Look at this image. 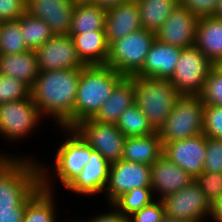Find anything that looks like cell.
I'll return each mask as SVG.
<instances>
[{"instance_id":"26","label":"cell","mask_w":222,"mask_h":222,"mask_svg":"<svg viewBox=\"0 0 222 222\" xmlns=\"http://www.w3.org/2000/svg\"><path fill=\"white\" fill-rule=\"evenodd\" d=\"M106 10L97 5L75 3L71 20L70 34H82L89 31H105Z\"/></svg>"},{"instance_id":"1","label":"cell","mask_w":222,"mask_h":222,"mask_svg":"<svg viewBox=\"0 0 222 222\" xmlns=\"http://www.w3.org/2000/svg\"><path fill=\"white\" fill-rule=\"evenodd\" d=\"M79 78L80 68L39 71L30 88L31 99L41 115L54 119L58 128L74 127V106Z\"/></svg>"},{"instance_id":"48","label":"cell","mask_w":222,"mask_h":222,"mask_svg":"<svg viewBox=\"0 0 222 222\" xmlns=\"http://www.w3.org/2000/svg\"><path fill=\"white\" fill-rule=\"evenodd\" d=\"M92 0H75V3H86L91 2Z\"/></svg>"},{"instance_id":"14","label":"cell","mask_w":222,"mask_h":222,"mask_svg":"<svg viewBox=\"0 0 222 222\" xmlns=\"http://www.w3.org/2000/svg\"><path fill=\"white\" fill-rule=\"evenodd\" d=\"M198 20L199 17L178 4L155 32V38L162 43L182 49L192 47L195 45Z\"/></svg>"},{"instance_id":"20","label":"cell","mask_w":222,"mask_h":222,"mask_svg":"<svg viewBox=\"0 0 222 222\" xmlns=\"http://www.w3.org/2000/svg\"><path fill=\"white\" fill-rule=\"evenodd\" d=\"M141 28L140 9L137 0L124 2L106 10L105 31L109 45Z\"/></svg>"},{"instance_id":"41","label":"cell","mask_w":222,"mask_h":222,"mask_svg":"<svg viewBox=\"0 0 222 222\" xmlns=\"http://www.w3.org/2000/svg\"><path fill=\"white\" fill-rule=\"evenodd\" d=\"M110 211L99 213L87 219V222H129V218L124 216L113 204H109ZM113 210V211H112Z\"/></svg>"},{"instance_id":"18","label":"cell","mask_w":222,"mask_h":222,"mask_svg":"<svg viewBox=\"0 0 222 222\" xmlns=\"http://www.w3.org/2000/svg\"><path fill=\"white\" fill-rule=\"evenodd\" d=\"M110 163L97 151L93 150L88 164L66 187V190L83 196H95L105 191L108 183Z\"/></svg>"},{"instance_id":"47","label":"cell","mask_w":222,"mask_h":222,"mask_svg":"<svg viewBox=\"0 0 222 222\" xmlns=\"http://www.w3.org/2000/svg\"><path fill=\"white\" fill-rule=\"evenodd\" d=\"M0 157H18V156H17V155H14V154H11V156H10V155H8V153L5 154V153L1 152V153H0Z\"/></svg>"},{"instance_id":"24","label":"cell","mask_w":222,"mask_h":222,"mask_svg":"<svg viewBox=\"0 0 222 222\" xmlns=\"http://www.w3.org/2000/svg\"><path fill=\"white\" fill-rule=\"evenodd\" d=\"M70 36L79 58L85 65H106L109 54L106 31H89Z\"/></svg>"},{"instance_id":"2","label":"cell","mask_w":222,"mask_h":222,"mask_svg":"<svg viewBox=\"0 0 222 222\" xmlns=\"http://www.w3.org/2000/svg\"><path fill=\"white\" fill-rule=\"evenodd\" d=\"M0 157V210L23 207L42 187L40 161Z\"/></svg>"},{"instance_id":"27","label":"cell","mask_w":222,"mask_h":222,"mask_svg":"<svg viewBox=\"0 0 222 222\" xmlns=\"http://www.w3.org/2000/svg\"><path fill=\"white\" fill-rule=\"evenodd\" d=\"M54 194V191L41 187L27 201L23 222H58Z\"/></svg>"},{"instance_id":"29","label":"cell","mask_w":222,"mask_h":222,"mask_svg":"<svg viewBox=\"0 0 222 222\" xmlns=\"http://www.w3.org/2000/svg\"><path fill=\"white\" fill-rule=\"evenodd\" d=\"M17 20L19 21L21 33L29 50L36 51L54 36L45 21L26 12Z\"/></svg>"},{"instance_id":"7","label":"cell","mask_w":222,"mask_h":222,"mask_svg":"<svg viewBox=\"0 0 222 222\" xmlns=\"http://www.w3.org/2000/svg\"><path fill=\"white\" fill-rule=\"evenodd\" d=\"M155 33L141 28L109 45L106 65L125 77L135 75L143 66Z\"/></svg>"},{"instance_id":"39","label":"cell","mask_w":222,"mask_h":222,"mask_svg":"<svg viewBox=\"0 0 222 222\" xmlns=\"http://www.w3.org/2000/svg\"><path fill=\"white\" fill-rule=\"evenodd\" d=\"M219 0H179V4L197 17L214 15Z\"/></svg>"},{"instance_id":"11","label":"cell","mask_w":222,"mask_h":222,"mask_svg":"<svg viewBox=\"0 0 222 222\" xmlns=\"http://www.w3.org/2000/svg\"><path fill=\"white\" fill-rule=\"evenodd\" d=\"M73 128L110 164L122 159L126 137L116 125L103 124L90 118L79 122Z\"/></svg>"},{"instance_id":"9","label":"cell","mask_w":222,"mask_h":222,"mask_svg":"<svg viewBox=\"0 0 222 222\" xmlns=\"http://www.w3.org/2000/svg\"><path fill=\"white\" fill-rule=\"evenodd\" d=\"M43 116L31 97L0 104V135L16 142L32 134Z\"/></svg>"},{"instance_id":"32","label":"cell","mask_w":222,"mask_h":222,"mask_svg":"<svg viewBox=\"0 0 222 222\" xmlns=\"http://www.w3.org/2000/svg\"><path fill=\"white\" fill-rule=\"evenodd\" d=\"M155 197L151 187L134 188L120 196L113 205L126 217L149 205Z\"/></svg>"},{"instance_id":"37","label":"cell","mask_w":222,"mask_h":222,"mask_svg":"<svg viewBox=\"0 0 222 222\" xmlns=\"http://www.w3.org/2000/svg\"><path fill=\"white\" fill-rule=\"evenodd\" d=\"M222 173V140L206 136L204 170Z\"/></svg>"},{"instance_id":"6","label":"cell","mask_w":222,"mask_h":222,"mask_svg":"<svg viewBox=\"0 0 222 222\" xmlns=\"http://www.w3.org/2000/svg\"><path fill=\"white\" fill-rule=\"evenodd\" d=\"M204 106L200 95H180L158 130L162 145L202 134Z\"/></svg>"},{"instance_id":"17","label":"cell","mask_w":222,"mask_h":222,"mask_svg":"<svg viewBox=\"0 0 222 222\" xmlns=\"http://www.w3.org/2000/svg\"><path fill=\"white\" fill-rule=\"evenodd\" d=\"M151 188L155 199L184 189L194 178L162 154L151 166ZM156 194V196H155Z\"/></svg>"},{"instance_id":"5","label":"cell","mask_w":222,"mask_h":222,"mask_svg":"<svg viewBox=\"0 0 222 222\" xmlns=\"http://www.w3.org/2000/svg\"><path fill=\"white\" fill-rule=\"evenodd\" d=\"M135 104L144 113L150 125L158 131L170 115L179 92L169 79L143 78L132 75Z\"/></svg>"},{"instance_id":"8","label":"cell","mask_w":222,"mask_h":222,"mask_svg":"<svg viewBox=\"0 0 222 222\" xmlns=\"http://www.w3.org/2000/svg\"><path fill=\"white\" fill-rule=\"evenodd\" d=\"M214 66L195 45L183 48L169 80L180 95H201L208 73Z\"/></svg>"},{"instance_id":"30","label":"cell","mask_w":222,"mask_h":222,"mask_svg":"<svg viewBox=\"0 0 222 222\" xmlns=\"http://www.w3.org/2000/svg\"><path fill=\"white\" fill-rule=\"evenodd\" d=\"M116 126L126 138L147 136L156 132L135 103L122 113Z\"/></svg>"},{"instance_id":"12","label":"cell","mask_w":222,"mask_h":222,"mask_svg":"<svg viewBox=\"0 0 222 222\" xmlns=\"http://www.w3.org/2000/svg\"><path fill=\"white\" fill-rule=\"evenodd\" d=\"M141 187H151L149 165L123 159L110 164L108 183L104 191L108 204H113L124 193Z\"/></svg>"},{"instance_id":"36","label":"cell","mask_w":222,"mask_h":222,"mask_svg":"<svg viewBox=\"0 0 222 222\" xmlns=\"http://www.w3.org/2000/svg\"><path fill=\"white\" fill-rule=\"evenodd\" d=\"M203 134L210 138L222 140V106H204Z\"/></svg>"},{"instance_id":"22","label":"cell","mask_w":222,"mask_h":222,"mask_svg":"<svg viewBox=\"0 0 222 222\" xmlns=\"http://www.w3.org/2000/svg\"><path fill=\"white\" fill-rule=\"evenodd\" d=\"M134 99V81L131 77H125L92 119L103 124L116 125L122 113L135 103Z\"/></svg>"},{"instance_id":"46","label":"cell","mask_w":222,"mask_h":222,"mask_svg":"<svg viewBox=\"0 0 222 222\" xmlns=\"http://www.w3.org/2000/svg\"><path fill=\"white\" fill-rule=\"evenodd\" d=\"M160 222H184L177 219H174L172 217L167 216L166 214L162 217Z\"/></svg>"},{"instance_id":"15","label":"cell","mask_w":222,"mask_h":222,"mask_svg":"<svg viewBox=\"0 0 222 222\" xmlns=\"http://www.w3.org/2000/svg\"><path fill=\"white\" fill-rule=\"evenodd\" d=\"M163 154L194 178L204 170L206 136L202 133L165 143Z\"/></svg>"},{"instance_id":"49","label":"cell","mask_w":222,"mask_h":222,"mask_svg":"<svg viewBox=\"0 0 222 222\" xmlns=\"http://www.w3.org/2000/svg\"><path fill=\"white\" fill-rule=\"evenodd\" d=\"M62 222V221H61ZM64 222V221H63ZM65 222H87L86 220H82V219H80V221H79V219H77V220H75L74 221V219H73V221H71V220H67V221H65Z\"/></svg>"},{"instance_id":"23","label":"cell","mask_w":222,"mask_h":222,"mask_svg":"<svg viewBox=\"0 0 222 222\" xmlns=\"http://www.w3.org/2000/svg\"><path fill=\"white\" fill-rule=\"evenodd\" d=\"M0 74L21 80L31 88L39 74L36 51L0 54Z\"/></svg>"},{"instance_id":"38","label":"cell","mask_w":222,"mask_h":222,"mask_svg":"<svg viewBox=\"0 0 222 222\" xmlns=\"http://www.w3.org/2000/svg\"><path fill=\"white\" fill-rule=\"evenodd\" d=\"M164 215L165 207L163 201L155 199L128 218L129 222H160Z\"/></svg>"},{"instance_id":"45","label":"cell","mask_w":222,"mask_h":222,"mask_svg":"<svg viewBox=\"0 0 222 222\" xmlns=\"http://www.w3.org/2000/svg\"><path fill=\"white\" fill-rule=\"evenodd\" d=\"M214 16L222 19V0L218 1V6L214 13Z\"/></svg>"},{"instance_id":"34","label":"cell","mask_w":222,"mask_h":222,"mask_svg":"<svg viewBox=\"0 0 222 222\" xmlns=\"http://www.w3.org/2000/svg\"><path fill=\"white\" fill-rule=\"evenodd\" d=\"M30 96V87L16 78L0 74V104Z\"/></svg>"},{"instance_id":"28","label":"cell","mask_w":222,"mask_h":222,"mask_svg":"<svg viewBox=\"0 0 222 222\" xmlns=\"http://www.w3.org/2000/svg\"><path fill=\"white\" fill-rule=\"evenodd\" d=\"M141 27L156 32L179 4V0H137Z\"/></svg>"},{"instance_id":"42","label":"cell","mask_w":222,"mask_h":222,"mask_svg":"<svg viewBox=\"0 0 222 222\" xmlns=\"http://www.w3.org/2000/svg\"><path fill=\"white\" fill-rule=\"evenodd\" d=\"M25 207L0 210V222H23Z\"/></svg>"},{"instance_id":"50","label":"cell","mask_w":222,"mask_h":222,"mask_svg":"<svg viewBox=\"0 0 222 222\" xmlns=\"http://www.w3.org/2000/svg\"><path fill=\"white\" fill-rule=\"evenodd\" d=\"M220 71H222V60L216 65Z\"/></svg>"},{"instance_id":"4","label":"cell","mask_w":222,"mask_h":222,"mask_svg":"<svg viewBox=\"0 0 222 222\" xmlns=\"http://www.w3.org/2000/svg\"><path fill=\"white\" fill-rule=\"evenodd\" d=\"M63 128L66 131V137L64 142H60V146L57 147L54 157V166L47 167L41 163V186L49 191H55L52 181V177L58 178V181L64 186V188L81 172L83 167L88 164L91 152L93 149L82 138V136L74 129L68 127ZM50 168V170H49ZM54 170H51V169ZM49 170V171H48ZM50 171L53 172L50 174ZM51 175V177H50Z\"/></svg>"},{"instance_id":"25","label":"cell","mask_w":222,"mask_h":222,"mask_svg":"<svg viewBox=\"0 0 222 222\" xmlns=\"http://www.w3.org/2000/svg\"><path fill=\"white\" fill-rule=\"evenodd\" d=\"M163 154L158 131L147 136L125 139L122 159L151 166Z\"/></svg>"},{"instance_id":"35","label":"cell","mask_w":222,"mask_h":222,"mask_svg":"<svg viewBox=\"0 0 222 222\" xmlns=\"http://www.w3.org/2000/svg\"><path fill=\"white\" fill-rule=\"evenodd\" d=\"M208 201L213 205L222 195V173L203 171L194 177Z\"/></svg>"},{"instance_id":"10","label":"cell","mask_w":222,"mask_h":222,"mask_svg":"<svg viewBox=\"0 0 222 222\" xmlns=\"http://www.w3.org/2000/svg\"><path fill=\"white\" fill-rule=\"evenodd\" d=\"M162 201L165 214L174 219L184 222H204L207 218L212 219V204L194 180Z\"/></svg>"},{"instance_id":"31","label":"cell","mask_w":222,"mask_h":222,"mask_svg":"<svg viewBox=\"0 0 222 222\" xmlns=\"http://www.w3.org/2000/svg\"><path fill=\"white\" fill-rule=\"evenodd\" d=\"M29 50L18 20L0 22V54H18Z\"/></svg>"},{"instance_id":"21","label":"cell","mask_w":222,"mask_h":222,"mask_svg":"<svg viewBox=\"0 0 222 222\" xmlns=\"http://www.w3.org/2000/svg\"><path fill=\"white\" fill-rule=\"evenodd\" d=\"M195 46L216 66L222 60V19L199 17Z\"/></svg>"},{"instance_id":"44","label":"cell","mask_w":222,"mask_h":222,"mask_svg":"<svg viewBox=\"0 0 222 222\" xmlns=\"http://www.w3.org/2000/svg\"><path fill=\"white\" fill-rule=\"evenodd\" d=\"M212 219L214 222H222V195L212 205Z\"/></svg>"},{"instance_id":"19","label":"cell","mask_w":222,"mask_h":222,"mask_svg":"<svg viewBox=\"0 0 222 222\" xmlns=\"http://www.w3.org/2000/svg\"><path fill=\"white\" fill-rule=\"evenodd\" d=\"M181 51L182 48L162 43L155 38L142 68L135 75L143 78L170 79Z\"/></svg>"},{"instance_id":"33","label":"cell","mask_w":222,"mask_h":222,"mask_svg":"<svg viewBox=\"0 0 222 222\" xmlns=\"http://www.w3.org/2000/svg\"><path fill=\"white\" fill-rule=\"evenodd\" d=\"M200 96L205 105L222 106V71L217 66L209 71Z\"/></svg>"},{"instance_id":"40","label":"cell","mask_w":222,"mask_h":222,"mask_svg":"<svg viewBox=\"0 0 222 222\" xmlns=\"http://www.w3.org/2000/svg\"><path fill=\"white\" fill-rule=\"evenodd\" d=\"M26 0H0V22L17 20L26 12Z\"/></svg>"},{"instance_id":"16","label":"cell","mask_w":222,"mask_h":222,"mask_svg":"<svg viewBox=\"0 0 222 222\" xmlns=\"http://www.w3.org/2000/svg\"><path fill=\"white\" fill-rule=\"evenodd\" d=\"M26 13L42 19L54 35H70L75 2L71 0H26Z\"/></svg>"},{"instance_id":"3","label":"cell","mask_w":222,"mask_h":222,"mask_svg":"<svg viewBox=\"0 0 222 222\" xmlns=\"http://www.w3.org/2000/svg\"><path fill=\"white\" fill-rule=\"evenodd\" d=\"M125 78L108 65H85L80 78L74 106V126L93 118L115 87Z\"/></svg>"},{"instance_id":"13","label":"cell","mask_w":222,"mask_h":222,"mask_svg":"<svg viewBox=\"0 0 222 222\" xmlns=\"http://www.w3.org/2000/svg\"><path fill=\"white\" fill-rule=\"evenodd\" d=\"M39 71L83 68L70 35H54L36 50Z\"/></svg>"},{"instance_id":"43","label":"cell","mask_w":222,"mask_h":222,"mask_svg":"<svg viewBox=\"0 0 222 222\" xmlns=\"http://www.w3.org/2000/svg\"><path fill=\"white\" fill-rule=\"evenodd\" d=\"M128 1L131 0H92L90 3L97 5L98 7L103 8L105 10H108Z\"/></svg>"}]
</instances>
